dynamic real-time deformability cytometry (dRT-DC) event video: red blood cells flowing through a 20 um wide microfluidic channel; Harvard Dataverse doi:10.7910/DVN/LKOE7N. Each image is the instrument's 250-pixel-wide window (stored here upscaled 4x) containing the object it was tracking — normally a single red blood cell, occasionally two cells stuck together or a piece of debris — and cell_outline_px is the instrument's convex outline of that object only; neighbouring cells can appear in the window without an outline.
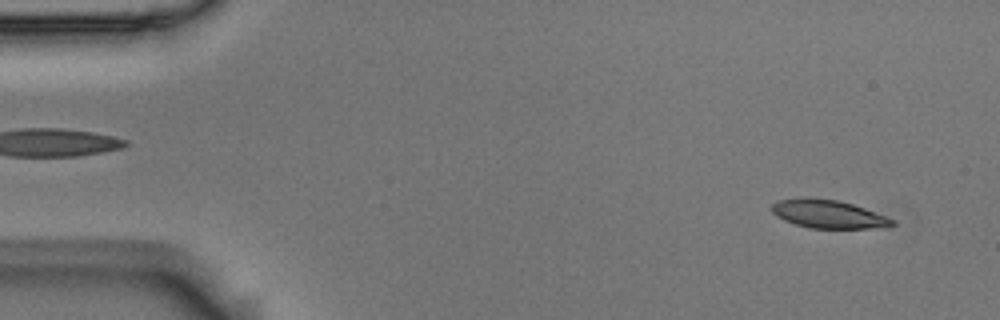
{"species": "Egyptian fruit bat (a non-hibernating species)", "species_latin": "Rousettus aegyptiacus", "temperature_condition": "room temperature", "stored_images_in_passage": 12, "camera_frame_rate_fps": 3000, "um_per_image_px": 0.085, "animal": {"sex": "male"}, "frame": {"image": 1, "passage_image": 3, "time_ms": 0.667, "image_size_px": [1000, 320], "cell_outline_px": [[896, 224], [888, 228], [808, 228], [784, 220], [776, 216], [772, 212], [772, 204], [780, 200], [800, 196], [836, 200], [852, 204], [888, 216], [896, 220]], "centroid_in_image_um": [70.45, 18.2], "position_along_channel_um": 14.6, "area_um2": 20.11}}